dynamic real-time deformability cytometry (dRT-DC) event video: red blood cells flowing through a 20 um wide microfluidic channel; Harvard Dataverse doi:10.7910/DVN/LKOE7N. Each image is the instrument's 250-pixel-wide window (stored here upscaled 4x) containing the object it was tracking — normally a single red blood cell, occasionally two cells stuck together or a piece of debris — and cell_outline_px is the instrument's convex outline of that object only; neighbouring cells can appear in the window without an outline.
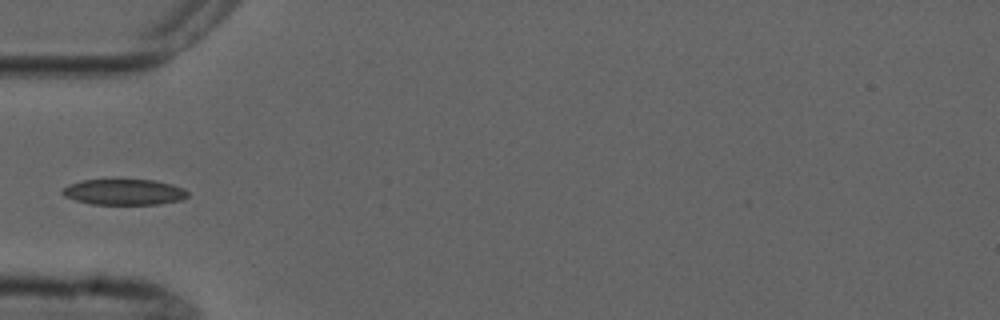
{"species": "common noctule bat (a hibernating species)", "species_latin": "Nyctalus noctula", "temperature_condition": "cold", "stored_images_in_passage": 4, "camera_frame_rate_fps": 3000, "um_per_image_px": 0.085, "animal": {"sex": "male", "forearm_length_mm": 52.5}, "frame": {"image": 1, "passage_image": 3, "time_ms": 5.667, "image_size_px": [1000, 320], "cell_outline_px": [[188, 196], [180, 200], [160, 204], [92, 204], [76, 200], [64, 196], [60, 192], [68, 184], [80, 180], [156, 180], [172, 184], [184, 188], [188, 192]], "centroid_in_image_um": [10.55, 16.32], "position_along_channel_um": 74.5, "area_um2": 18.84}}